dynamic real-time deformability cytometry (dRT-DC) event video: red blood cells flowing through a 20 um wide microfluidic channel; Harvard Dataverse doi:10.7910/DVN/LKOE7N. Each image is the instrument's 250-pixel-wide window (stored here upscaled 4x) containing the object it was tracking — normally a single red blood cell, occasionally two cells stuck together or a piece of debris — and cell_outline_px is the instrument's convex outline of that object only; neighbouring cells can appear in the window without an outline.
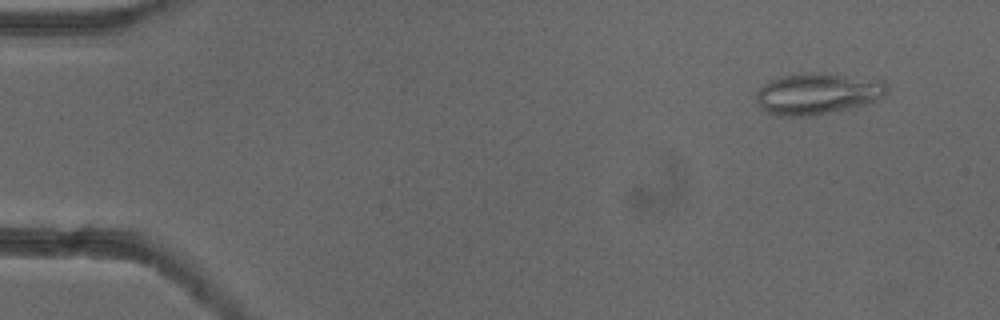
{"species": "common noctule bat (a hibernating species)", "species_latin": "Nyctalus noctula", "temperature_condition": "cold", "stored_images_in_passage": 22, "camera_frame_rate_fps": 3000, "um_per_image_px": 0.085, "animal": {"sex": "female"}, "frame": {"image": 1, "passage_image": 4, "time_ms": 1.0, "image_size_px": [1000, 320], "cell_outline_px": [[888, 92], [884, 96], [876, 100], [864, 104], [812, 116], [776, 116], [760, 108], [756, 100], [756, 92], [764, 84], [780, 76], [812, 72], [824, 72], [884, 80], [888, 84]], "centroid_in_image_um": [69.5, 7.95], "position_along_channel_um": 15.5, "area_um2": 31.67}}